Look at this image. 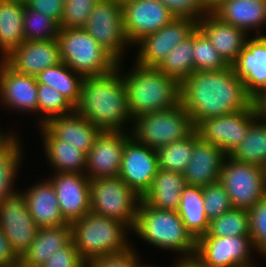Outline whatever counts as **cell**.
I'll return each mask as SVG.
<instances>
[{
  "mask_svg": "<svg viewBox=\"0 0 266 267\" xmlns=\"http://www.w3.org/2000/svg\"><path fill=\"white\" fill-rule=\"evenodd\" d=\"M252 99L232 66L218 71H197L180 83V103L195 126L206 118L249 109Z\"/></svg>",
  "mask_w": 266,
  "mask_h": 267,
  "instance_id": "cell-1",
  "label": "cell"
},
{
  "mask_svg": "<svg viewBox=\"0 0 266 267\" xmlns=\"http://www.w3.org/2000/svg\"><path fill=\"white\" fill-rule=\"evenodd\" d=\"M74 111L101 131L130 132L133 119L121 69L117 66L105 75L85 76Z\"/></svg>",
  "mask_w": 266,
  "mask_h": 267,
  "instance_id": "cell-2",
  "label": "cell"
},
{
  "mask_svg": "<svg viewBox=\"0 0 266 267\" xmlns=\"http://www.w3.org/2000/svg\"><path fill=\"white\" fill-rule=\"evenodd\" d=\"M125 66L124 61L118 62L132 119L142 114L167 110L180 103V83L175 78L155 67H144L135 62L130 66L131 69L127 68L128 71Z\"/></svg>",
  "mask_w": 266,
  "mask_h": 267,
  "instance_id": "cell-3",
  "label": "cell"
},
{
  "mask_svg": "<svg viewBox=\"0 0 266 267\" xmlns=\"http://www.w3.org/2000/svg\"><path fill=\"white\" fill-rule=\"evenodd\" d=\"M133 237L140 239L151 248L164 252H175L177 258H191L196 252V240L188 232L177 211L149 206L141 200ZM179 255V256H178Z\"/></svg>",
  "mask_w": 266,
  "mask_h": 267,
  "instance_id": "cell-4",
  "label": "cell"
},
{
  "mask_svg": "<svg viewBox=\"0 0 266 267\" xmlns=\"http://www.w3.org/2000/svg\"><path fill=\"white\" fill-rule=\"evenodd\" d=\"M71 228L74 245L89 266L102 256L120 253L132 246L133 239H129L132 230L126 224L92 212L73 221Z\"/></svg>",
  "mask_w": 266,
  "mask_h": 267,
  "instance_id": "cell-5",
  "label": "cell"
},
{
  "mask_svg": "<svg viewBox=\"0 0 266 267\" xmlns=\"http://www.w3.org/2000/svg\"><path fill=\"white\" fill-rule=\"evenodd\" d=\"M57 40L61 61L84 77L105 75L118 66L84 28H60Z\"/></svg>",
  "mask_w": 266,
  "mask_h": 267,
  "instance_id": "cell-6",
  "label": "cell"
},
{
  "mask_svg": "<svg viewBox=\"0 0 266 267\" xmlns=\"http://www.w3.org/2000/svg\"><path fill=\"white\" fill-rule=\"evenodd\" d=\"M194 130L191 116L179 103L167 110L135 117L130 135L139 143L157 149L188 137Z\"/></svg>",
  "mask_w": 266,
  "mask_h": 267,
  "instance_id": "cell-7",
  "label": "cell"
},
{
  "mask_svg": "<svg viewBox=\"0 0 266 267\" xmlns=\"http://www.w3.org/2000/svg\"><path fill=\"white\" fill-rule=\"evenodd\" d=\"M142 198L118 176L90 180V212L133 229Z\"/></svg>",
  "mask_w": 266,
  "mask_h": 267,
  "instance_id": "cell-8",
  "label": "cell"
},
{
  "mask_svg": "<svg viewBox=\"0 0 266 267\" xmlns=\"http://www.w3.org/2000/svg\"><path fill=\"white\" fill-rule=\"evenodd\" d=\"M233 208L249 209L266 195V169L226 156L219 181Z\"/></svg>",
  "mask_w": 266,
  "mask_h": 267,
  "instance_id": "cell-9",
  "label": "cell"
},
{
  "mask_svg": "<svg viewBox=\"0 0 266 267\" xmlns=\"http://www.w3.org/2000/svg\"><path fill=\"white\" fill-rule=\"evenodd\" d=\"M256 255L250 236H202L194 257L205 267H259Z\"/></svg>",
  "mask_w": 266,
  "mask_h": 267,
  "instance_id": "cell-10",
  "label": "cell"
},
{
  "mask_svg": "<svg viewBox=\"0 0 266 267\" xmlns=\"http://www.w3.org/2000/svg\"><path fill=\"white\" fill-rule=\"evenodd\" d=\"M84 29L118 62L128 58V50L133 49L124 33L121 4L99 0Z\"/></svg>",
  "mask_w": 266,
  "mask_h": 267,
  "instance_id": "cell-11",
  "label": "cell"
},
{
  "mask_svg": "<svg viewBox=\"0 0 266 267\" xmlns=\"http://www.w3.org/2000/svg\"><path fill=\"white\" fill-rule=\"evenodd\" d=\"M198 27V20L190 17H176L156 32L143 36L133 46L135 62L144 67H157L181 41H184ZM138 47V48H137Z\"/></svg>",
  "mask_w": 266,
  "mask_h": 267,
  "instance_id": "cell-12",
  "label": "cell"
},
{
  "mask_svg": "<svg viewBox=\"0 0 266 267\" xmlns=\"http://www.w3.org/2000/svg\"><path fill=\"white\" fill-rule=\"evenodd\" d=\"M20 189L0 202V228L19 258L29 249L40 228L28 210L25 191Z\"/></svg>",
  "mask_w": 266,
  "mask_h": 267,
  "instance_id": "cell-13",
  "label": "cell"
},
{
  "mask_svg": "<svg viewBox=\"0 0 266 267\" xmlns=\"http://www.w3.org/2000/svg\"><path fill=\"white\" fill-rule=\"evenodd\" d=\"M256 117L252 105L246 110L201 120L195 131L201 140L216 145L229 156L241 144Z\"/></svg>",
  "mask_w": 266,
  "mask_h": 267,
  "instance_id": "cell-14",
  "label": "cell"
},
{
  "mask_svg": "<svg viewBox=\"0 0 266 267\" xmlns=\"http://www.w3.org/2000/svg\"><path fill=\"white\" fill-rule=\"evenodd\" d=\"M38 83L35 76L20 73L0 59V107L13 113L37 116Z\"/></svg>",
  "mask_w": 266,
  "mask_h": 267,
  "instance_id": "cell-15",
  "label": "cell"
},
{
  "mask_svg": "<svg viewBox=\"0 0 266 267\" xmlns=\"http://www.w3.org/2000/svg\"><path fill=\"white\" fill-rule=\"evenodd\" d=\"M158 169L156 149L130 135L125 140L119 177L142 198L150 190Z\"/></svg>",
  "mask_w": 266,
  "mask_h": 267,
  "instance_id": "cell-16",
  "label": "cell"
},
{
  "mask_svg": "<svg viewBox=\"0 0 266 267\" xmlns=\"http://www.w3.org/2000/svg\"><path fill=\"white\" fill-rule=\"evenodd\" d=\"M121 8L124 33L131 46L176 18L159 0H131Z\"/></svg>",
  "mask_w": 266,
  "mask_h": 267,
  "instance_id": "cell-17",
  "label": "cell"
},
{
  "mask_svg": "<svg viewBox=\"0 0 266 267\" xmlns=\"http://www.w3.org/2000/svg\"><path fill=\"white\" fill-rule=\"evenodd\" d=\"M61 215L67 223L90 212V179L83 173L50 172Z\"/></svg>",
  "mask_w": 266,
  "mask_h": 267,
  "instance_id": "cell-18",
  "label": "cell"
},
{
  "mask_svg": "<svg viewBox=\"0 0 266 267\" xmlns=\"http://www.w3.org/2000/svg\"><path fill=\"white\" fill-rule=\"evenodd\" d=\"M130 132L101 131L86 155L85 174L90 180L118 177L122 164L125 140Z\"/></svg>",
  "mask_w": 266,
  "mask_h": 267,
  "instance_id": "cell-19",
  "label": "cell"
},
{
  "mask_svg": "<svg viewBox=\"0 0 266 267\" xmlns=\"http://www.w3.org/2000/svg\"><path fill=\"white\" fill-rule=\"evenodd\" d=\"M226 154L216 145L201 140L193 131V153L183 171L187 185L205 187L220 181V174Z\"/></svg>",
  "mask_w": 266,
  "mask_h": 267,
  "instance_id": "cell-20",
  "label": "cell"
},
{
  "mask_svg": "<svg viewBox=\"0 0 266 267\" xmlns=\"http://www.w3.org/2000/svg\"><path fill=\"white\" fill-rule=\"evenodd\" d=\"M4 60L16 71L37 76L61 62L58 40L24 41Z\"/></svg>",
  "mask_w": 266,
  "mask_h": 267,
  "instance_id": "cell-21",
  "label": "cell"
},
{
  "mask_svg": "<svg viewBox=\"0 0 266 267\" xmlns=\"http://www.w3.org/2000/svg\"><path fill=\"white\" fill-rule=\"evenodd\" d=\"M212 13L249 36L266 35V0H223Z\"/></svg>",
  "mask_w": 266,
  "mask_h": 267,
  "instance_id": "cell-22",
  "label": "cell"
},
{
  "mask_svg": "<svg viewBox=\"0 0 266 267\" xmlns=\"http://www.w3.org/2000/svg\"><path fill=\"white\" fill-rule=\"evenodd\" d=\"M236 77L253 97L266 88V35L250 36L232 65Z\"/></svg>",
  "mask_w": 266,
  "mask_h": 267,
  "instance_id": "cell-23",
  "label": "cell"
},
{
  "mask_svg": "<svg viewBox=\"0 0 266 267\" xmlns=\"http://www.w3.org/2000/svg\"><path fill=\"white\" fill-rule=\"evenodd\" d=\"M198 28L229 66L236 62L250 37L243 30L223 22L212 12H207L198 20Z\"/></svg>",
  "mask_w": 266,
  "mask_h": 267,
  "instance_id": "cell-24",
  "label": "cell"
},
{
  "mask_svg": "<svg viewBox=\"0 0 266 267\" xmlns=\"http://www.w3.org/2000/svg\"><path fill=\"white\" fill-rule=\"evenodd\" d=\"M42 178L24 189L26 204L34 222L39 227H58L67 224L61 215L53 183L48 177Z\"/></svg>",
  "mask_w": 266,
  "mask_h": 267,
  "instance_id": "cell-25",
  "label": "cell"
},
{
  "mask_svg": "<svg viewBox=\"0 0 266 267\" xmlns=\"http://www.w3.org/2000/svg\"><path fill=\"white\" fill-rule=\"evenodd\" d=\"M42 137L43 154L51 172L83 173L86 169V154L68 141L58 140L44 125L36 127Z\"/></svg>",
  "mask_w": 266,
  "mask_h": 267,
  "instance_id": "cell-26",
  "label": "cell"
},
{
  "mask_svg": "<svg viewBox=\"0 0 266 267\" xmlns=\"http://www.w3.org/2000/svg\"><path fill=\"white\" fill-rule=\"evenodd\" d=\"M44 126L58 140L68 141L86 155L101 133L98 127L75 111L68 115L54 117Z\"/></svg>",
  "mask_w": 266,
  "mask_h": 267,
  "instance_id": "cell-27",
  "label": "cell"
},
{
  "mask_svg": "<svg viewBox=\"0 0 266 267\" xmlns=\"http://www.w3.org/2000/svg\"><path fill=\"white\" fill-rule=\"evenodd\" d=\"M72 240L71 224L40 227L29 249L19 258V267H41L56 250Z\"/></svg>",
  "mask_w": 266,
  "mask_h": 267,
  "instance_id": "cell-28",
  "label": "cell"
},
{
  "mask_svg": "<svg viewBox=\"0 0 266 267\" xmlns=\"http://www.w3.org/2000/svg\"><path fill=\"white\" fill-rule=\"evenodd\" d=\"M187 183L182 173L158 169L150 190L142 197L155 208L177 211L180 205L181 193Z\"/></svg>",
  "mask_w": 266,
  "mask_h": 267,
  "instance_id": "cell-29",
  "label": "cell"
},
{
  "mask_svg": "<svg viewBox=\"0 0 266 267\" xmlns=\"http://www.w3.org/2000/svg\"><path fill=\"white\" fill-rule=\"evenodd\" d=\"M24 8L21 2L0 0V59L24 42Z\"/></svg>",
  "mask_w": 266,
  "mask_h": 267,
  "instance_id": "cell-30",
  "label": "cell"
},
{
  "mask_svg": "<svg viewBox=\"0 0 266 267\" xmlns=\"http://www.w3.org/2000/svg\"><path fill=\"white\" fill-rule=\"evenodd\" d=\"M203 203V187L187 185L184 188L177 213L195 240L204 236L209 228Z\"/></svg>",
  "mask_w": 266,
  "mask_h": 267,
  "instance_id": "cell-31",
  "label": "cell"
},
{
  "mask_svg": "<svg viewBox=\"0 0 266 267\" xmlns=\"http://www.w3.org/2000/svg\"><path fill=\"white\" fill-rule=\"evenodd\" d=\"M21 134L16 136L9 144L0 149V202L14 193L19 183L23 167L22 163L26 158L24 142L21 143ZM19 176V177H18ZM18 183H17V182ZM17 186V187H16Z\"/></svg>",
  "mask_w": 266,
  "mask_h": 267,
  "instance_id": "cell-32",
  "label": "cell"
},
{
  "mask_svg": "<svg viewBox=\"0 0 266 267\" xmlns=\"http://www.w3.org/2000/svg\"><path fill=\"white\" fill-rule=\"evenodd\" d=\"M83 79V75L73 71L62 61L46 68L36 76L37 83L56 89L73 106L79 101Z\"/></svg>",
  "mask_w": 266,
  "mask_h": 267,
  "instance_id": "cell-33",
  "label": "cell"
},
{
  "mask_svg": "<svg viewBox=\"0 0 266 267\" xmlns=\"http://www.w3.org/2000/svg\"><path fill=\"white\" fill-rule=\"evenodd\" d=\"M229 156L266 169V122L256 117L241 144Z\"/></svg>",
  "mask_w": 266,
  "mask_h": 267,
  "instance_id": "cell-34",
  "label": "cell"
},
{
  "mask_svg": "<svg viewBox=\"0 0 266 267\" xmlns=\"http://www.w3.org/2000/svg\"><path fill=\"white\" fill-rule=\"evenodd\" d=\"M193 46L194 32L174 47L156 68L181 83L194 73Z\"/></svg>",
  "mask_w": 266,
  "mask_h": 267,
  "instance_id": "cell-35",
  "label": "cell"
},
{
  "mask_svg": "<svg viewBox=\"0 0 266 267\" xmlns=\"http://www.w3.org/2000/svg\"><path fill=\"white\" fill-rule=\"evenodd\" d=\"M158 168L183 173L193 153V132L186 138L156 149Z\"/></svg>",
  "mask_w": 266,
  "mask_h": 267,
  "instance_id": "cell-36",
  "label": "cell"
},
{
  "mask_svg": "<svg viewBox=\"0 0 266 267\" xmlns=\"http://www.w3.org/2000/svg\"><path fill=\"white\" fill-rule=\"evenodd\" d=\"M204 236H250L248 209L232 208L209 222Z\"/></svg>",
  "mask_w": 266,
  "mask_h": 267,
  "instance_id": "cell-37",
  "label": "cell"
},
{
  "mask_svg": "<svg viewBox=\"0 0 266 267\" xmlns=\"http://www.w3.org/2000/svg\"><path fill=\"white\" fill-rule=\"evenodd\" d=\"M38 123L45 125L50 119L64 116L74 111V106L56 89L38 83Z\"/></svg>",
  "mask_w": 266,
  "mask_h": 267,
  "instance_id": "cell-38",
  "label": "cell"
},
{
  "mask_svg": "<svg viewBox=\"0 0 266 267\" xmlns=\"http://www.w3.org/2000/svg\"><path fill=\"white\" fill-rule=\"evenodd\" d=\"M24 41L55 40L59 34V24L47 15L32 10L25 5Z\"/></svg>",
  "mask_w": 266,
  "mask_h": 267,
  "instance_id": "cell-39",
  "label": "cell"
},
{
  "mask_svg": "<svg viewBox=\"0 0 266 267\" xmlns=\"http://www.w3.org/2000/svg\"><path fill=\"white\" fill-rule=\"evenodd\" d=\"M194 72L224 70L229 65L211 44L208 37L197 27L193 46Z\"/></svg>",
  "mask_w": 266,
  "mask_h": 267,
  "instance_id": "cell-40",
  "label": "cell"
},
{
  "mask_svg": "<svg viewBox=\"0 0 266 267\" xmlns=\"http://www.w3.org/2000/svg\"><path fill=\"white\" fill-rule=\"evenodd\" d=\"M203 200L209 222L233 208L226 189L220 182L203 187Z\"/></svg>",
  "mask_w": 266,
  "mask_h": 267,
  "instance_id": "cell-41",
  "label": "cell"
},
{
  "mask_svg": "<svg viewBox=\"0 0 266 267\" xmlns=\"http://www.w3.org/2000/svg\"><path fill=\"white\" fill-rule=\"evenodd\" d=\"M99 0H65L60 28H84Z\"/></svg>",
  "mask_w": 266,
  "mask_h": 267,
  "instance_id": "cell-42",
  "label": "cell"
},
{
  "mask_svg": "<svg viewBox=\"0 0 266 267\" xmlns=\"http://www.w3.org/2000/svg\"><path fill=\"white\" fill-rule=\"evenodd\" d=\"M250 238L255 250L260 254L266 248V195L248 209Z\"/></svg>",
  "mask_w": 266,
  "mask_h": 267,
  "instance_id": "cell-43",
  "label": "cell"
},
{
  "mask_svg": "<svg viewBox=\"0 0 266 267\" xmlns=\"http://www.w3.org/2000/svg\"><path fill=\"white\" fill-rule=\"evenodd\" d=\"M136 244L120 253H114L102 256L96 259L89 267H140L142 262L140 253Z\"/></svg>",
  "mask_w": 266,
  "mask_h": 267,
  "instance_id": "cell-44",
  "label": "cell"
},
{
  "mask_svg": "<svg viewBox=\"0 0 266 267\" xmlns=\"http://www.w3.org/2000/svg\"><path fill=\"white\" fill-rule=\"evenodd\" d=\"M41 267H89V265L81 258L71 240L66 246L56 250Z\"/></svg>",
  "mask_w": 266,
  "mask_h": 267,
  "instance_id": "cell-45",
  "label": "cell"
},
{
  "mask_svg": "<svg viewBox=\"0 0 266 267\" xmlns=\"http://www.w3.org/2000/svg\"><path fill=\"white\" fill-rule=\"evenodd\" d=\"M176 17H190L199 20L208 11L199 0H159Z\"/></svg>",
  "mask_w": 266,
  "mask_h": 267,
  "instance_id": "cell-46",
  "label": "cell"
},
{
  "mask_svg": "<svg viewBox=\"0 0 266 267\" xmlns=\"http://www.w3.org/2000/svg\"><path fill=\"white\" fill-rule=\"evenodd\" d=\"M25 5L32 10L47 15L60 25L65 0H28Z\"/></svg>",
  "mask_w": 266,
  "mask_h": 267,
  "instance_id": "cell-47",
  "label": "cell"
},
{
  "mask_svg": "<svg viewBox=\"0 0 266 267\" xmlns=\"http://www.w3.org/2000/svg\"><path fill=\"white\" fill-rule=\"evenodd\" d=\"M0 267H19V257L11 249L9 241L0 228Z\"/></svg>",
  "mask_w": 266,
  "mask_h": 267,
  "instance_id": "cell-48",
  "label": "cell"
},
{
  "mask_svg": "<svg viewBox=\"0 0 266 267\" xmlns=\"http://www.w3.org/2000/svg\"><path fill=\"white\" fill-rule=\"evenodd\" d=\"M252 105L256 116L266 122V88L253 96Z\"/></svg>",
  "mask_w": 266,
  "mask_h": 267,
  "instance_id": "cell-49",
  "label": "cell"
},
{
  "mask_svg": "<svg viewBox=\"0 0 266 267\" xmlns=\"http://www.w3.org/2000/svg\"><path fill=\"white\" fill-rule=\"evenodd\" d=\"M172 267H205L195 257L191 258H176Z\"/></svg>",
  "mask_w": 266,
  "mask_h": 267,
  "instance_id": "cell-50",
  "label": "cell"
},
{
  "mask_svg": "<svg viewBox=\"0 0 266 267\" xmlns=\"http://www.w3.org/2000/svg\"><path fill=\"white\" fill-rule=\"evenodd\" d=\"M8 128L5 130L0 126V149L9 144L19 134V131L11 130L10 126Z\"/></svg>",
  "mask_w": 266,
  "mask_h": 267,
  "instance_id": "cell-51",
  "label": "cell"
},
{
  "mask_svg": "<svg viewBox=\"0 0 266 267\" xmlns=\"http://www.w3.org/2000/svg\"><path fill=\"white\" fill-rule=\"evenodd\" d=\"M223 0H199L201 5L208 11L212 12Z\"/></svg>",
  "mask_w": 266,
  "mask_h": 267,
  "instance_id": "cell-52",
  "label": "cell"
},
{
  "mask_svg": "<svg viewBox=\"0 0 266 267\" xmlns=\"http://www.w3.org/2000/svg\"><path fill=\"white\" fill-rule=\"evenodd\" d=\"M140 267H164V266H160V265L157 266V265H155V264L152 265V264H150V263L147 264V262H146V264H144L143 261H142L141 264H140ZM171 267H172V265H171Z\"/></svg>",
  "mask_w": 266,
  "mask_h": 267,
  "instance_id": "cell-53",
  "label": "cell"
},
{
  "mask_svg": "<svg viewBox=\"0 0 266 267\" xmlns=\"http://www.w3.org/2000/svg\"><path fill=\"white\" fill-rule=\"evenodd\" d=\"M111 1L122 5V4H125L126 2H129L131 0H111Z\"/></svg>",
  "mask_w": 266,
  "mask_h": 267,
  "instance_id": "cell-54",
  "label": "cell"
},
{
  "mask_svg": "<svg viewBox=\"0 0 266 267\" xmlns=\"http://www.w3.org/2000/svg\"><path fill=\"white\" fill-rule=\"evenodd\" d=\"M258 257H261L262 259L266 260V248L259 254Z\"/></svg>",
  "mask_w": 266,
  "mask_h": 267,
  "instance_id": "cell-55",
  "label": "cell"
},
{
  "mask_svg": "<svg viewBox=\"0 0 266 267\" xmlns=\"http://www.w3.org/2000/svg\"><path fill=\"white\" fill-rule=\"evenodd\" d=\"M7 1L21 2V3L25 4L28 0H7Z\"/></svg>",
  "mask_w": 266,
  "mask_h": 267,
  "instance_id": "cell-56",
  "label": "cell"
}]
</instances>
